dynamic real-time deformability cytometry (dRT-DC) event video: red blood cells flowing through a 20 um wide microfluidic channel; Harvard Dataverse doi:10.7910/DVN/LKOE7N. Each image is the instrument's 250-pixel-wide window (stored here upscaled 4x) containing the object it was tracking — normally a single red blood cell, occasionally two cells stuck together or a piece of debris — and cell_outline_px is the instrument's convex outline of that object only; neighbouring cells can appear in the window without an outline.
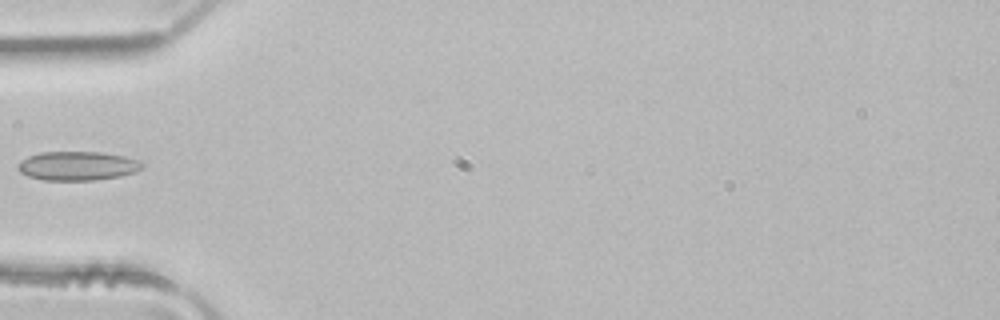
{"species": "common noctule bat (a hibernating species)", "species_latin": "Nyctalus noctula", "temperature_condition": "room temperature", "stored_images_in_passage": 4, "camera_frame_rate_fps": 3000, "um_per_image_px": 0.085, "animal": {"sex": "male", "body_mass_g": 21.5, "forearm_length_mm": 52.0}, "frame": {"image": 1, "passage_image": 4, "time_ms": 1.0, "image_size_px": [1000, 320], "cell_outline_px": [[144, 168], [136, 172], [120, 176], [96, 180], [44, 180], [28, 176], [20, 172], [16, 168], [16, 164], [20, 160], [28, 156], [40, 152], [100, 152], [124, 156], [140, 160], [144, 164]], "centroid_in_image_um": [6.59, 14.1], "position_along_channel_um": 78.4, "area_um2": 21.27}}